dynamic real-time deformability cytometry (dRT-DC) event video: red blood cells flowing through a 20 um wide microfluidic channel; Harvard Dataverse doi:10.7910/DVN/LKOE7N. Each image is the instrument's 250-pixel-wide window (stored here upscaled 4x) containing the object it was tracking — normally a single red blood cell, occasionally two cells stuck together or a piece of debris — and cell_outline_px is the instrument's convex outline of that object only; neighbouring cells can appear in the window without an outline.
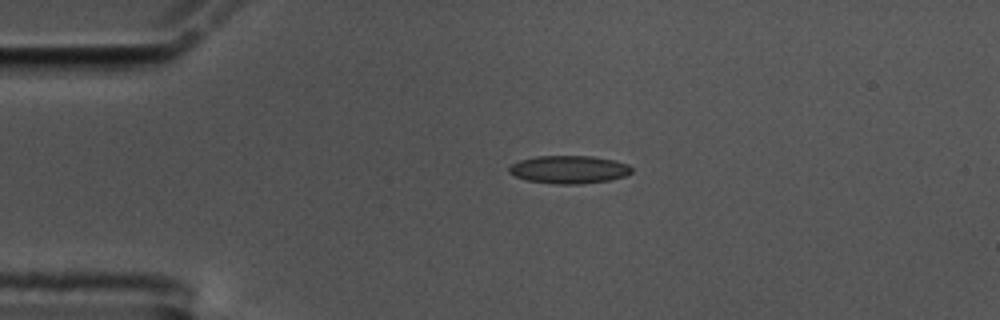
{"species": "common noctule bat (a hibernating species)", "species_latin": "Nyctalus noctula", "temperature_condition": "cold", "stored_images_in_passage": 46, "camera_frame_rate_fps": 3000, "um_per_image_px": 0.085, "animal": {"sex": "male", "body_mass_g": 17.5, "forearm_length_mm": 52.3}, "frame": {"image": 1, "passage_image": 1, "time_ms": 0.0, "image_size_px": [1000, 320], "cell_outline_px": [[632, 172], [624, 176], [612, 180], [580, 184], [556, 184], [528, 180], [516, 176], [508, 172], [508, 168], [512, 164], [520, 160], [536, 156], [592, 156], [612, 160], [628, 164], [632, 168]], "centroid_in_image_um": [48.37, 14.41], "position_along_channel_um": 36.6, "area_um2": 19.88}}
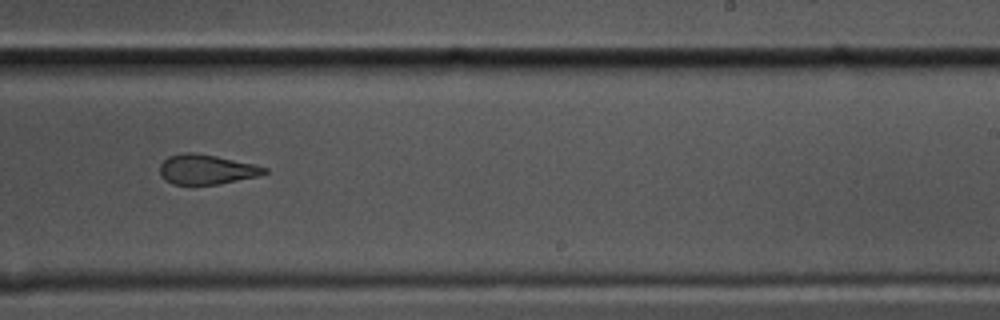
{"frame": {"image": 2, "passage_image": 24, "time_ms": 7.667, "image_size_px": [1000, 320], "cell_outline_px": [[268, 172], [260, 176], [220, 184], [172, 184], [164, 180], [160, 176], [160, 164], [168, 156], [184, 152], [196, 152], [216, 156], [252, 164], [268, 168]], "centroid_in_image_um": [17.53, 14.4], "position_along_channel_um": 271.5, "area_um2": 18.26}}
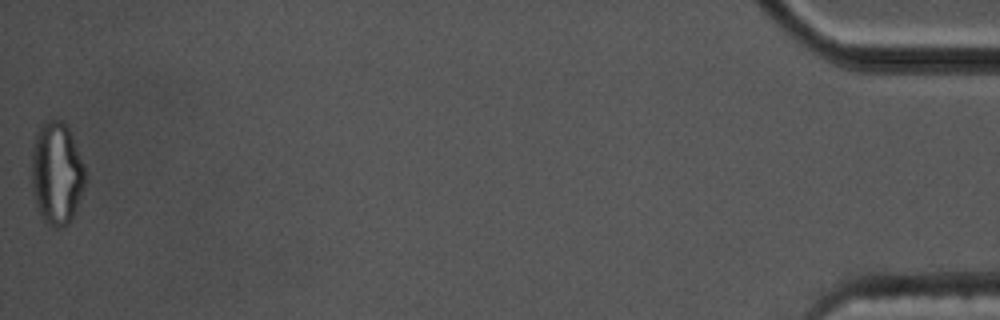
{"frame": {"image": 3, "passage_image": 46, "time_ms": 15.0, "image_size_px": [1000, 320], "cell_outline_px": [[84, 188], [76, 208], [68, 224], [60, 228], [56, 228], [48, 224], [40, 216], [32, 192], [32, 152], [36, 132], [40, 124], [44, 120], [64, 120], [68, 128], [84, 164]], "centroid_in_image_um": [4.8, 14.72], "position_along_channel_um": 430.4, "area_um2": 32.02}, "authors_computed_cell_mechanics": {"area_um2": 19.941, "velocity_mm_per_s": 3.4868, "shape_relaxation_time_tau1_ms": null, "shape_relaxation_time_tau2_ms": 2.3581, "deformation_change_tau1": null, "deformation_change_tau2": 0.1002}}